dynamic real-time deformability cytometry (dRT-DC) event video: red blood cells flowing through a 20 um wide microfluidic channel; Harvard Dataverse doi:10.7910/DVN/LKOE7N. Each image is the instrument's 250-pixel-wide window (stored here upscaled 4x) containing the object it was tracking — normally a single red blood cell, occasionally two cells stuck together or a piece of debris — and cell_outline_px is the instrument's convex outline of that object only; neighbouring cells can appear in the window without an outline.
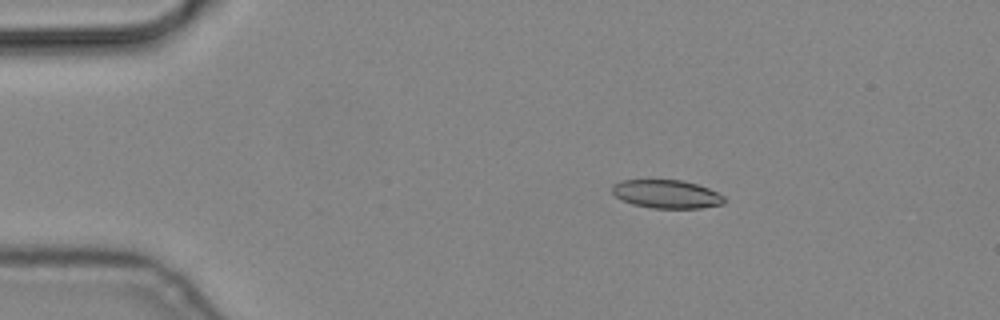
{"species": "common noctule bat (a hibernating species)", "species_latin": "Nyctalus noctula", "temperature_condition": "cold", "stored_images_in_passage": 4, "camera_frame_rate_fps": 3000, "um_per_image_px": 0.085, "animal": {"sex": "male", "body_mass_g": 19.2, "forearm_length_mm": 51.8}, "frame": {"image": 1, "passage_image": 2, "time_ms": 0.333, "image_size_px": [1000, 320], "cell_outline_px": [[724, 204], [700, 208], [652, 208], [632, 204], [616, 196], [612, 192], [612, 184], [620, 180], [680, 180], [696, 184], [708, 188], [724, 196]], "centroid_in_image_um": [56.64, 16.49], "position_along_channel_um": 28.4, "area_um2": 18.44}}